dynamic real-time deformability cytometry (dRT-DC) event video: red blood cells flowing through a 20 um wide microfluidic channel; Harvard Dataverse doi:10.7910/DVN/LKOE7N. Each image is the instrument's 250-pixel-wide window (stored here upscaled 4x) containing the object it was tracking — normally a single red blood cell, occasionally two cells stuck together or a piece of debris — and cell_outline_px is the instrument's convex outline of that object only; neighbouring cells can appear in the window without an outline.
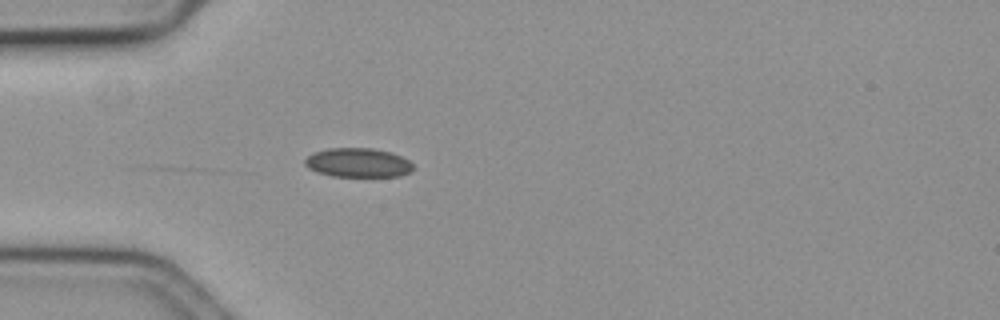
{"species": "common noctule bat (a hibernating species)", "species_latin": "Nyctalus noctula", "temperature_condition": "cold", "stored_images_in_passage": 36, "camera_frame_rate_fps": 3000, "um_per_image_px": 0.085, "animal": {"sex": "female", "body_mass_g": 19.3, "forearm_length_mm": 54.1}, "frame": {"image": 1, "passage_image": 1, "time_ms": 0.0, "image_size_px": [1000, 320], "cell_outline_px": [[412, 172], [400, 176], [332, 176], [316, 172], [308, 168], [304, 164], [304, 160], [312, 152], [328, 148], [372, 148], [392, 152], [408, 160], [412, 164]], "centroid_in_image_um": [30.41, 13.82], "position_along_channel_um": 54.6, "area_um2": 18.5}}
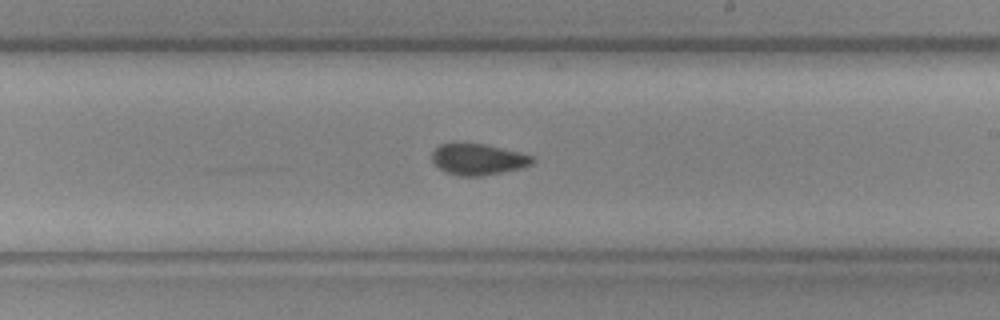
{"frame": {"image": 2, "passage_image": 18, "time_ms": 5.667, "image_size_px": [1000, 320], "cell_outline_px": [[536, 160], [532, 164], [520, 168], [480, 176], [456, 176], [444, 172], [432, 160], [432, 152], [440, 144], [456, 140], [484, 144], [520, 152], [532, 156]], "centroid_in_image_um": [40.58, 13.5], "position_along_channel_um": 248.4, "area_um2": 18.67}}
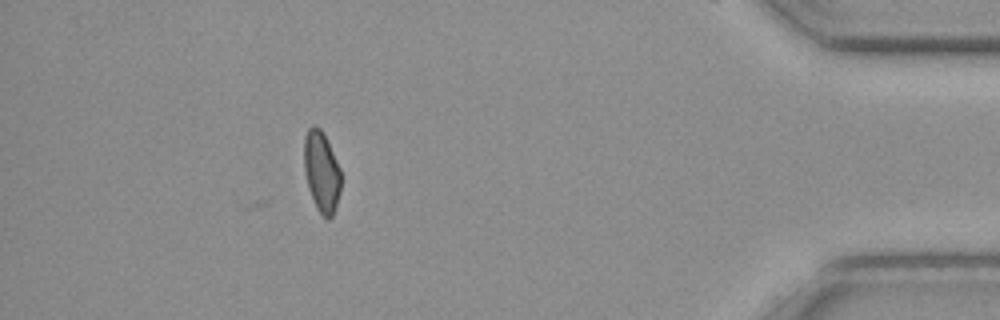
{"frame": {"image": 3, "passage_image": 36, "time_ms": 11.667, "image_size_px": [1000, 320], "cell_outline_px": [[340, 192], [332, 216], [328, 220], [316, 208], [308, 188], [304, 172], [304, 136], [308, 128], [312, 124], [316, 124], [324, 132], [340, 168]], "centroid_in_image_um": [27.31, 14.54], "position_along_channel_um": 407.9, "area_um2": 17.51}, "authors_computed_cell_mechanics": {"area_um2": 18.4093, "velocity_mm_per_s": 3.5688, "shape_relaxation_time_tau1_ms": null, "shape_relaxation_time_tau2_ms": 2.4482, "deformation_change_tau1": null, "deformation_change_tau2": 0.0709}}